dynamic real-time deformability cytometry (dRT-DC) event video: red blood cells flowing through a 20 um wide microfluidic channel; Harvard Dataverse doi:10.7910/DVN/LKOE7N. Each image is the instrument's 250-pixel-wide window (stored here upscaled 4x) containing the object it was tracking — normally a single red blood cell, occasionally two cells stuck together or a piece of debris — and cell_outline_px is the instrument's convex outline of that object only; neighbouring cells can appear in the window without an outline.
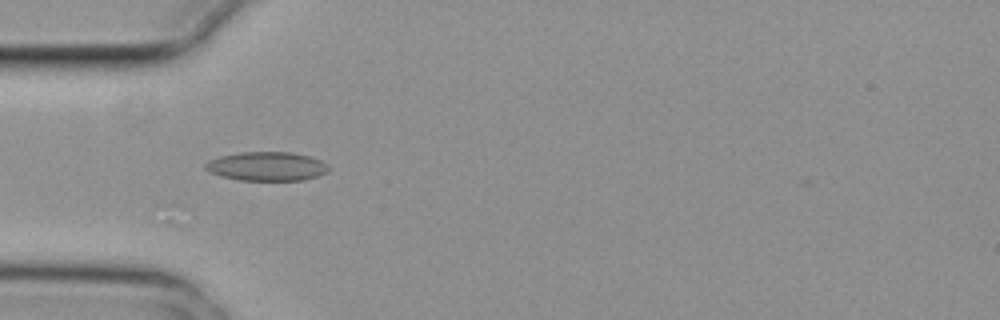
{"species": "common noctule bat (a hibernating species)", "species_latin": "Nyctalus noctula", "temperature_condition": "cold", "stored_images_in_passage": 6, "camera_frame_rate_fps": 3000, "um_per_image_px": 0.085, "animal": {"sex": "female", "body_mass_g": 29.2, "forearm_length_mm": 56.3}, "frame": {"image": 1, "passage_image": 5, "time_ms": 1.333, "image_size_px": [1000, 320], "cell_outline_px": [[332, 168], [328, 172], [304, 180], [240, 180], [220, 176], [208, 172], [204, 168], [204, 164], [208, 160], [220, 156], [240, 152], [292, 152], [308, 156], [320, 160], [328, 164]], "centroid_in_image_um": [22.67, 14.13], "position_along_channel_um": 62.3, "area_um2": 20.98}}
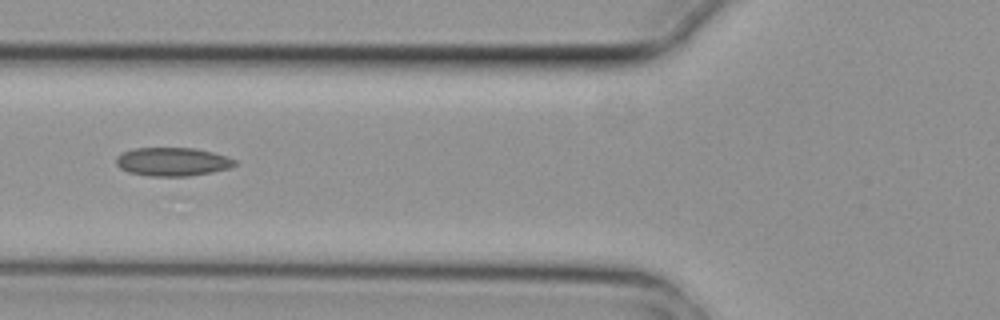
{"frame": {"image": 2, "passage_image": 6, "time_ms": 1.667, "image_size_px": [1000, 320], "cell_outline_px": [[236, 164], [228, 168], [188, 176], [148, 176], [128, 172], [120, 168], [116, 164], [116, 156], [132, 148], [196, 148], [212, 152], [236, 160]], "centroid_in_image_um": [14.61, 13.74], "position_along_channel_um": 111.2, "area_um2": 19.54}}